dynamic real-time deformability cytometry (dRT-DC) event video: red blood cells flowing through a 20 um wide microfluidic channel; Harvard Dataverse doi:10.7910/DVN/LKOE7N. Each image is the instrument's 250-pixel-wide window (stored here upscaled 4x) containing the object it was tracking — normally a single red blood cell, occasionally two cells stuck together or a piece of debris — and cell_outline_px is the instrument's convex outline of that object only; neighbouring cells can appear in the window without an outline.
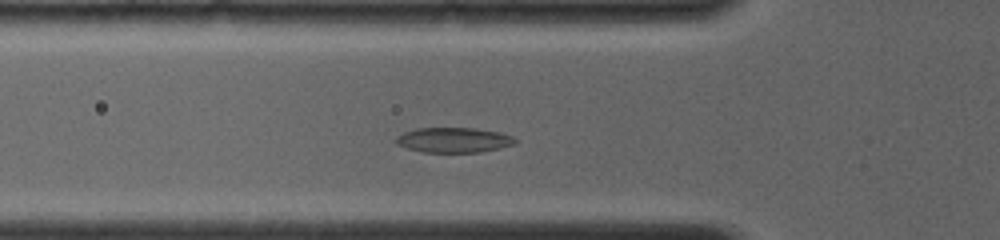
{"species": "common noctule bat (a hibernating species)", "species_latin": "Nyctalus noctula", "temperature_condition": "room temperature", "stored_images_in_passage": 33, "camera_frame_rate_fps": 4000, "um_per_image_px": 0.085, "animal": {"sex": "female", "body_mass_g": 19.0, "forearm_length_mm": 56.7}, "frame": {"image": 1, "passage_image": 9, "time_ms": 3.0, "image_size_px": [1000, 240], "cell_outline_px": [[516, 144], [480, 152], [424, 152], [408, 148], [396, 144], [392, 140], [396, 136], [404, 132], [416, 128], [476, 128], [500, 132], [512, 136], [516, 140]], "centroid_in_image_um": [38.53, 11.89], "position_along_channel_um": 87.3, "area_um2": 17.46}}
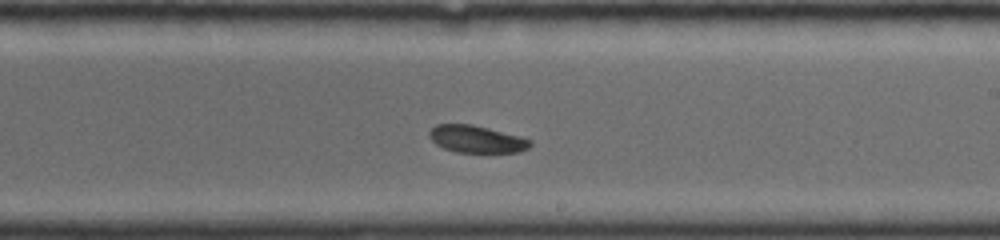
{"frame": {"image": 2, "passage_image": 20, "time_ms": 7.0, "image_size_px": [1000, 240], "cell_outline_px": [[532, 144], [528, 148], [520, 152], [456, 152], [444, 148], [436, 144], [428, 136], [428, 132], [436, 124], [472, 124], [520, 136], [532, 140]], "centroid_in_image_um": [40.51, 11.82], "position_along_channel_um": 248.5, "area_um2": 16.01}}
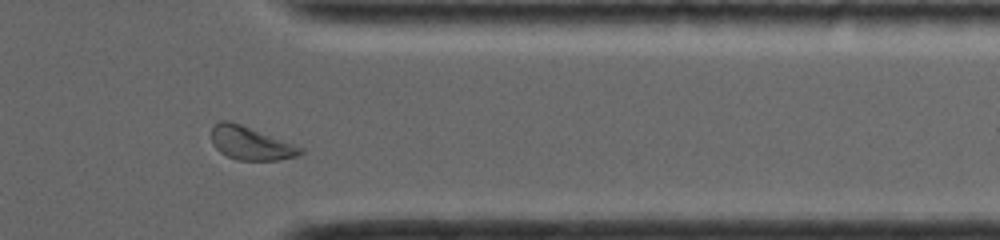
{"frame": {"image": 3, "passage_image": 28, "time_ms": 10.5, "image_size_px": [1000, 240], "cell_outline_px": [[304, 152], [300, 156], [280, 160], [236, 160], [220, 152], [212, 144], [212, 124], [220, 120], [228, 120], [240, 124], [304, 148]], "centroid_in_image_um": [21.3, 12.18], "position_along_channel_um": 390.1, "area_um2": 17.28}}